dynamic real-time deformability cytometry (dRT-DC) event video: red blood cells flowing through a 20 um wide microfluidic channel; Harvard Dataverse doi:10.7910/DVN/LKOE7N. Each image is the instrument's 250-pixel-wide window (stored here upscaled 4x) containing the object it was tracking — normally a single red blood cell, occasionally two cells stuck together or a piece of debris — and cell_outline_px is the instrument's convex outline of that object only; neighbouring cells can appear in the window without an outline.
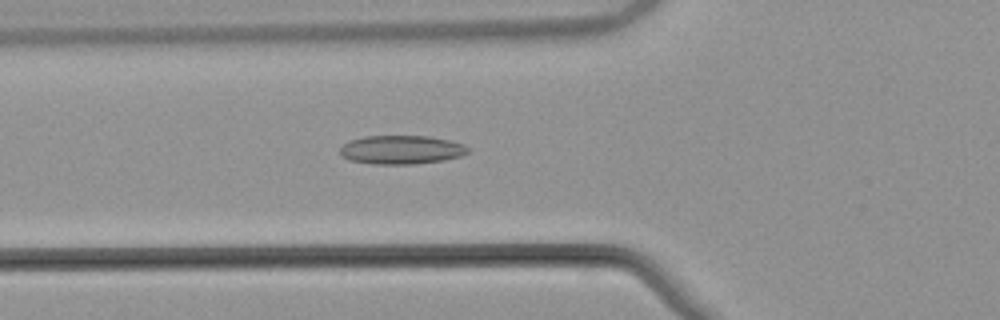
{"species": "common noctule bat (a hibernating species)", "species_latin": "Nyctalus noctula", "temperature_condition": "warm", "stored_images_in_passage": 48, "camera_frame_rate_fps": 3000, "um_per_image_px": 0.085, "animal": {"sex": "male", "body_mass_g": 21.5, "forearm_length_mm": 52.0}, "frame": {"image": 1, "passage_image": 14, "time_ms": 4.333, "image_size_px": [1000, 320], "cell_outline_px": [[468, 152], [460, 156], [444, 160], [416, 164], [372, 164], [348, 160], [340, 156], [340, 148], [348, 140], [364, 136], [428, 136], [448, 140], [464, 144], [468, 148]], "centroid_in_image_um": [34.07, 12.73], "position_along_channel_um": 91.7, "area_um2": 21.56}}
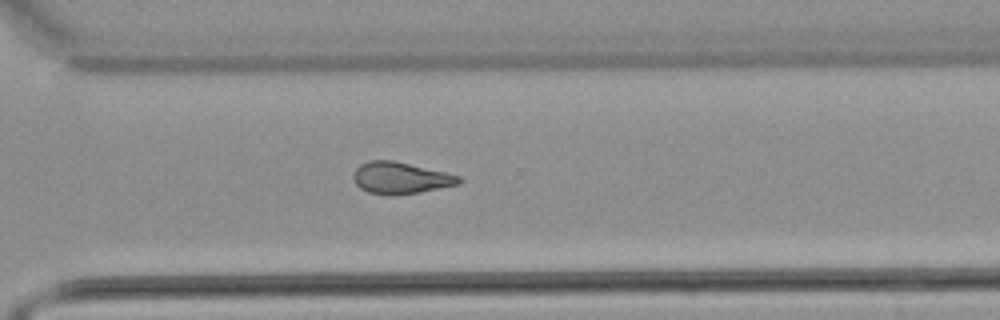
{"frame": {"image": 2, "passage_image": 33, "time_ms": 10.667, "image_size_px": [1000, 320], "cell_outline_px": [[464, 180], [460, 184], [420, 192], [392, 196], [388, 196], [368, 192], [360, 188], [356, 184], [352, 176], [356, 168], [360, 164], [368, 160], [392, 160], [444, 172], [460, 176]], "centroid_in_image_um": [34.03, 15.14], "position_along_channel_um": 336.6, "area_um2": 19.59}}
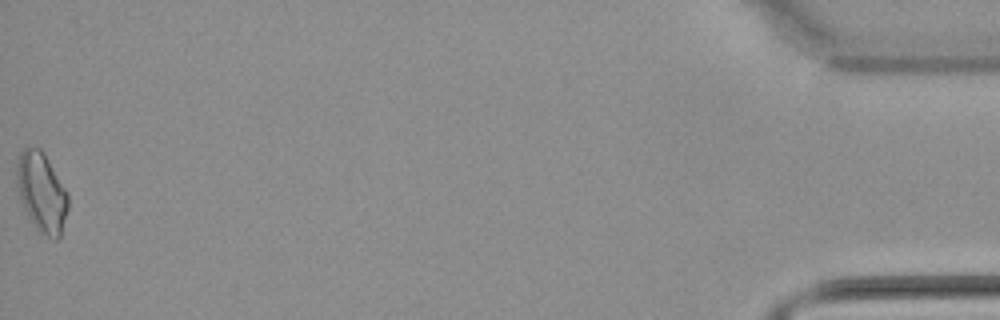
{"frame": {"image": 3, "passage_image": 48, "time_ms": 15.667, "image_size_px": [1000, 320], "cell_outline_px": [[68, 208], [60, 236], [56, 240], [40, 232], [36, 228], [24, 208], [20, 200], [16, 184], [16, 160], [20, 152], [28, 144], [40, 148], [44, 152], [68, 192]], "centroid_in_image_um": [3.52, 16.27], "position_along_channel_um": 431.7, "area_um2": 24.1}, "authors_computed_cell_mechanics": {"area_um2": 20.0277, "velocity_mm_per_s": 3.8655, "shape_relaxation_time_tau1_ms": null, "shape_relaxation_time_tau2_ms": 3.5988, "deformation_change_tau1": null, "deformation_change_tau2": 0.1091}}